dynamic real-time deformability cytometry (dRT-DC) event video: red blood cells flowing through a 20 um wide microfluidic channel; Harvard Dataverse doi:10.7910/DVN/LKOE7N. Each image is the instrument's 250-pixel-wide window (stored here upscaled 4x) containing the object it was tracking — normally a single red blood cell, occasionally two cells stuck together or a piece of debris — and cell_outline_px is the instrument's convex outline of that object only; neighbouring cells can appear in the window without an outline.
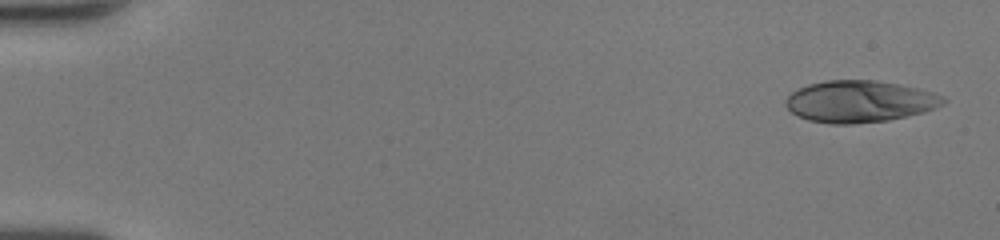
{"species": "human", "species_latin": "Homo sapiens", "temperature_condition": "room temperature", "stored_images_in_passage": 48, "camera_frame_rate_fps": 3000, "um_per_image_px": 0.085, "donor": {"sex": "female"}, "frame": {"image": 1, "passage_image": 1, "time_ms": 0.0, "image_size_px": [1000, 240], "cell_outline_px": [[948, 100], [944, 104], [936, 108], [924, 112], [888, 120], [852, 124], [828, 124], [808, 120], [792, 112], [784, 104], [784, 100], [796, 88], [808, 84], [824, 80], [876, 80], [900, 84], [932, 92], [944, 96]], "centroid_in_image_um": [73.06, 8.62], "position_along_channel_um": 11.9, "area_um2": 38.61}}
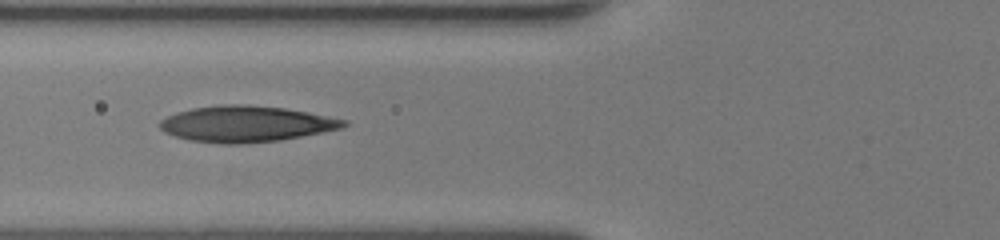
{"frame": {"image": 2, "passage_image": 19, "time_ms": 6.0, "image_size_px": [1000, 240], "cell_outline_px": [[348, 124], [340, 128], [324, 132], [280, 140], [240, 144], [224, 144], [188, 140], [164, 132], [160, 128], [160, 120], [168, 116], [192, 108], [224, 104], [248, 104], [284, 108], [308, 112], [348, 120]], "centroid_in_image_um": [20.93, 10.53], "position_along_channel_um": 104.9, "area_um2": 38.55}}
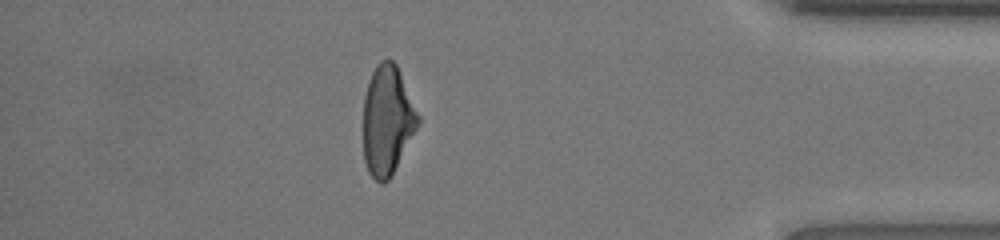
{"frame": {"image": 3, "passage_image": 42, "time_ms": 13.667, "image_size_px": [1000, 240], "cell_outline_px": [[420, 120], [392, 176], [384, 184], [380, 184], [368, 172], [364, 160], [364, 96], [368, 80], [376, 64], [380, 60], [392, 60], [396, 64], [400, 72], [420, 116]], "centroid_in_image_um": [32.91, 10.23], "position_along_channel_um": 402.3, "area_um2": 34.85}, "authors_computed_cell_mechanics": {"area_um2": 36.992, "velocity_mm_per_s": 4.3277, "shape_relaxation_time_tau1_ms": 7.745, "shape_relaxation_time_tau2_ms": 0.9838, "deformation_change_tau1": 0.274, "deformation_change_tau2": 0.0752}}